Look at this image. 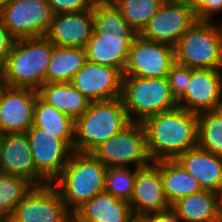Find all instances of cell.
I'll return each mask as SVG.
<instances>
[{
  "instance_id": "83f0119b",
  "label": "cell",
  "mask_w": 222,
  "mask_h": 222,
  "mask_svg": "<svg viewBox=\"0 0 222 222\" xmlns=\"http://www.w3.org/2000/svg\"><path fill=\"white\" fill-rule=\"evenodd\" d=\"M126 22L139 34L155 16L162 0H110Z\"/></svg>"
},
{
  "instance_id": "44dd1931",
  "label": "cell",
  "mask_w": 222,
  "mask_h": 222,
  "mask_svg": "<svg viewBox=\"0 0 222 222\" xmlns=\"http://www.w3.org/2000/svg\"><path fill=\"white\" fill-rule=\"evenodd\" d=\"M76 222H135L128 202L113 197L105 191L84 203L73 214Z\"/></svg>"
},
{
  "instance_id": "f546056e",
  "label": "cell",
  "mask_w": 222,
  "mask_h": 222,
  "mask_svg": "<svg viewBox=\"0 0 222 222\" xmlns=\"http://www.w3.org/2000/svg\"><path fill=\"white\" fill-rule=\"evenodd\" d=\"M137 169L108 167L105 175L104 191L129 203L133 195Z\"/></svg>"
},
{
  "instance_id": "5b68a950",
  "label": "cell",
  "mask_w": 222,
  "mask_h": 222,
  "mask_svg": "<svg viewBox=\"0 0 222 222\" xmlns=\"http://www.w3.org/2000/svg\"><path fill=\"white\" fill-rule=\"evenodd\" d=\"M130 123L121 97L91 102L75 120L73 151L92 153Z\"/></svg>"
},
{
  "instance_id": "8fae6325",
  "label": "cell",
  "mask_w": 222,
  "mask_h": 222,
  "mask_svg": "<svg viewBox=\"0 0 222 222\" xmlns=\"http://www.w3.org/2000/svg\"><path fill=\"white\" fill-rule=\"evenodd\" d=\"M71 219L72 214L67 210L57 188L48 183L33 186L7 222H69Z\"/></svg>"
},
{
  "instance_id": "603a6c76",
  "label": "cell",
  "mask_w": 222,
  "mask_h": 222,
  "mask_svg": "<svg viewBox=\"0 0 222 222\" xmlns=\"http://www.w3.org/2000/svg\"><path fill=\"white\" fill-rule=\"evenodd\" d=\"M37 92L43 101L74 121L82 116L91 103L70 82L44 83Z\"/></svg>"
},
{
  "instance_id": "7c38bea8",
  "label": "cell",
  "mask_w": 222,
  "mask_h": 222,
  "mask_svg": "<svg viewBox=\"0 0 222 222\" xmlns=\"http://www.w3.org/2000/svg\"><path fill=\"white\" fill-rule=\"evenodd\" d=\"M196 21V13L187 3L163 2L138 35L146 40L175 47Z\"/></svg>"
},
{
  "instance_id": "1f68e13d",
  "label": "cell",
  "mask_w": 222,
  "mask_h": 222,
  "mask_svg": "<svg viewBox=\"0 0 222 222\" xmlns=\"http://www.w3.org/2000/svg\"><path fill=\"white\" fill-rule=\"evenodd\" d=\"M97 0H48L54 15L61 13H80L93 9Z\"/></svg>"
},
{
  "instance_id": "cb8c5ba5",
  "label": "cell",
  "mask_w": 222,
  "mask_h": 222,
  "mask_svg": "<svg viewBox=\"0 0 222 222\" xmlns=\"http://www.w3.org/2000/svg\"><path fill=\"white\" fill-rule=\"evenodd\" d=\"M153 162L160 169L163 187L170 205L185 196L202 191L199 182L176 160H159Z\"/></svg>"
},
{
  "instance_id": "7402d4cb",
  "label": "cell",
  "mask_w": 222,
  "mask_h": 222,
  "mask_svg": "<svg viewBox=\"0 0 222 222\" xmlns=\"http://www.w3.org/2000/svg\"><path fill=\"white\" fill-rule=\"evenodd\" d=\"M182 222H221L222 195L202 190L171 205Z\"/></svg>"
},
{
  "instance_id": "e0dca14e",
  "label": "cell",
  "mask_w": 222,
  "mask_h": 222,
  "mask_svg": "<svg viewBox=\"0 0 222 222\" xmlns=\"http://www.w3.org/2000/svg\"><path fill=\"white\" fill-rule=\"evenodd\" d=\"M122 77L116 68L87 61L70 83L89 101H104L121 97Z\"/></svg>"
},
{
  "instance_id": "836d02e7",
  "label": "cell",
  "mask_w": 222,
  "mask_h": 222,
  "mask_svg": "<svg viewBox=\"0 0 222 222\" xmlns=\"http://www.w3.org/2000/svg\"><path fill=\"white\" fill-rule=\"evenodd\" d=\"M15 40L9 30L3 25L0 18V64H2L10 54Z\"/></svg>"
},
{
  "instance_id": "4dcf8cb0",
  "label": "cell",
  "mask_w": 222,
  "mask_h": 222,
  "mask_svg": "<svg viewBox=\"0 0 222 222\" xmlns=\"http://www.w3.org/2000/svg\"><path fill=\"white\" fill-rule=\"evenodd\" d=\"M192 69L175 62L167 74V80L172 96L178 101L185 93L190 81Z\"/></svg>"
},
{
  "instance_id": "484cf974",
  "label": "cell",
  "mask_w": 222,
  "mask_h": 222,
  "mask_svg": "<svg viewBox=\"0 0 222 222\" xmlns=\"http://www.w3.org/2000/svg\"><path fill=\"white\" fill-rule=\"evenodd\" d=\"M33 126L57 134L73 150L75 121L47 104L38 95L34 103Z\"/></svg>"
},
{
  "instance_id": "e575fe53",
  "label": "cell",
  "mask_w": 222,
  "mask_h": 222,
  "mask_svg": "<svg viewBox=\"0 0 222 222\" xmlns=\"http://www.w3.org/2000/svg\"><path fill=\"white\" fill-rule=\"evenodd\" d=\"M140 222H182L172 208L153 213L139 219Z\"/></svg>"
},
{
  "instance_id": "3957f363",
  "label": "cell",
  "mask_w": 222,
  "mask_h": 222,
  "mask_svg": "<svg viewBox=\"0 0 222 222\" xmlns=\"http://www.w3.org/2000/svg\"><path fill=\"white\" fill-rule=\"evenodd\" d=\"M53 44L45 37L22 38L1 64L2 84L38 90L46 83Z\"/></svg>"
},
{
  "instance_id": "ac0fdd59",
  "label": "cell",
  "mask_w": 222,
  "mask_h": 222,
  "mask_svg": "<svg viewBox=\"0 0 222 222\" xmlns=\"http://www.w3.org/2000/svg\"><path fill=\"white\" fill-rule=\"evenodd\" d=\"M0 170L3 174L26 178L34 186L48 184L36 171L27 132L4 134Z\"/></svg>"
},
{
  "instance_id": "d6a6232c",
  "label": "cell",
  "mask_w": 222,
  "mask_h": 222,
  "mask_svg": "<svg viewBox=\"0 0 222 222\" xmlns=\"http://www.w3.org/2000/svg\"><path fill=\"white\" fill-rule=\"evenodd\" d=\"M197 20L214 21L213 14L222 11V0H188Z\"/></svg>"
},
{
  "instance_id": "d590c367",
  "label": "cell",
  "mask_w": 222,
  "mask_h": 222,
  "mask_svg": "<svg viewBox=\"0 0 222 222\" xmlns=\"http://www.w3.org/2000/svg\"><path fill=\"white\" fill-rule=\"evenodd\" d=\"M163 2L187 3L188 0H162Z\"/></svg>"
},
{
  "instance_id": "4316f807",
  "label": "cell",
  "mask_w": 222,
  "mask_h": 222,
  "mask_svg": "<svg viewBox=\"0 0 222 222\" xmlns=\"http://www.w3.org/2000/svg\"><path fill=\"white\" fill-rule=\"evenodd\" d=\"M197 146L222 156V108L198 114Z\"/></svg>"
},
{
  "instance_id": "ffe728a7",
  "label": "cell",
  "mask_w": 222,
  "mask_h": 222,
  "mask_svg": "<svg viewBox=\"0 0 222 222\" xmlns=\"http://www.w3.org/2000/svg\"><path fill=\"white\" fill-rule=\"evenodd\" d=\"M200 184L202 190L222 195V156L198 146L175 159Z\"/></svg>"
},
{
  "instance_id": "30bf717a",
  "label": "cell",
  "mask_w": 222,
  "mask_h": 222,
  "mask_svg": "<svg viewBox=\"0 0 222 222\" xmlns=\"http://www.w3.org/2000/svg\"><path fill=\"white\" fill-rule=\"evenodd\" d=\"M175 62L174 47L137 35L130 46L123 76L164 78Z\"/></svg>"
},
{
  "instance_id": "f1b7e54d",
  "label": "cell",
  "mask_w": 222,
  "mask_h": 222,
  "mask_svg": "<svg viewBox=\"0 0 222 222\" xmlns=\"http://www.w3.org/2000/svg\"><path fill=\"white\" fill-rule=\"evenodd\" d=\"M33 186L26 178L0 173V215L8 221Z\"/></svg>"
},
{
  "instance_id": "8992f818",
  "label": "cell",
  "mask_w": 222,
  "mask_h": 222,
  "mask_svg": "<svg viewBox=\"0 0 222 222\" xmlns=\"http://www.w3.org/2000/svg\"><path fill=\"white\" fill-rule=\"evenodd\" d=\"M177 63L222 70V22L197 20L174 47Z\"/></svg>"
},
{
  "instance_id": "9c48e42d",
  "label": "cell",
  "mask_w": 222,
  "mask_h": 222,
  "mask_svg": "<svg viewBox=\"0 0 222 222\" xmlns=\"http://www.w3.org/2000/svg\"><path fill=\"white\" fill-rule=\"evenodd\" d=\"M53 17L48 0H12L0 9L3 25L16 40L46 36Z\"/></svg>"
},
{
  "instance_id": "f35d334b",
  "label": "cell",
  "mask_w": 222,
  "mask_h": 222,
  "mask_svg": "<svg viewBox=\"0 0 222 222\" xmlns=\"http://www.w3.org/2000/svg\"><path fill=\"white\" fill-rule=\"evenodd\" d=\"M2 85V72H1V64H0V86Z\"/></svg>"
},
{
  "instance_id": "d4e9b609",
  "label": "cell",
  "mask_w": 222,
  "mask_h": 222,
  "mask_svg": "<svg viewBox=\"0 0 222 222\" xmlns=\"http://www.w3.org/2000/svg\"><path fill=\"white\" fill-rule=\"evenodd\" d=\"M86 62L85 49L53 45L46 71V83L70 82Z\"/></svg>"
},
{
  "instance_id": "9a60e30c",
  "label": "cell",
  "mask_w": 222,
  "mask_h": 222,
  "mask_svg": "<svg viewBox=\"0 0 222 222\" xmlns=\"http://www.w3.org/2000/svg\"><path fill=\"white\" fill-rule=\"evenodd\" d=\"M38 92L30 88L0 86V132H27L33 125Z\"/></svg>"
},
{
  "instance_id": "74e56055",
  "label": "cell",
  "mask_w": 222,
  "mask_h": 222,
  "mask_svg": "<svg viewBox=\"0 0 222 222\" xmlns=\"http://www.w3.org/2000/svg\"><path fill=\"white\" fill-rule=\"evenodd\" d=\"M4 134L0 132V159H1V148H2V142H3ZM1 173V170H0Z\"/></svg>"
},
{
  "instance_id": "7a4b0ae2",
  "label": "cell",
  "mask_w": 222,
  "mask_h": 222,
  "mask_svg": "<svg viewBox=\"0 0 222 222\" xmlns=\"http://www.w3.org/2000/svg\"><path fill=\"white\" fill-rule=\"evenodd\" d=\"M142 125L152 161L175 160L197 147L198 114L177 107L146 118Z\"/></svg>"
},
{
  "instance_id": "ba28073f",
  "label": "cell",
  "mask_w": 222,
  "mask_h": 222,
  "mask_svg": "<svg viewBox=\"0 0 222 222\" xmlns=\"http://www.w3.org/2000/svg\"><path fill=\"white\" fill-rule=\"evenodd\" d=\"M92 154L108 167L142 168L152 160L146 147V134L142 123L131 122L120 133L99 145Z\"/></svg>"
},
{
  "instance_id": "8d00e7d4",
  "label": "cell",
  "mask_w": 222,
  "mask_h": 222,
  "mask_svg": "<svg viewBox=\"0 0 222 222\" xmlns=\"http://www.w3.org/2000/svg\"><path fill=\"white\" fill-rule=\"evenodd\" d=\"M12 0H0V9L9 4Z\"/></svg>"
},
{
  "instance_id": "6da1fadb",
  "label": "cell",
  "mask_w": 222,
  "mask_h": 222,
  "mask_svg": "<svg viewBox=\"0 0 222 222\" xmlns=\"http://www.w3.org/2000/svg\"><path fill=\"white\" fill-rule=\"evenodd\" d=\"M94 32L85 47L87 61L118 69L122 74L132 42L138 35L110 0L93 6Z\"/></svg>"
},
{
  "instance_id": "52a82bcc",
  "label": "cell",
  "mask_w": 222,
  "mask_h": 222,
  "mask_svg": "<svg viewBox=\"0 0 222 222\" xmlns=\"http://www.w3.org/2000/svg\"><path fill=\"white\" fill-rule=\"evenodd\" d=\"M121 98L130 122L136 123L178 107L166 77L123 76Z\"/></svg>"
},
{
  "instance_id": "5bb4252c",
  "label": "cell",
  "mask_w": 222,
  "mask_h": 222,
  "mask_svg": "<svg viewBox=\"0 0 222 222\" xmlns=\"http://www.w3.org/2000/svg\"><path fill=\"white\" fill-rule=\"evenodd\" d=\"M178 107L200 114L222 108V70L192 69Z\"/></svg>"
},
{
  "instance_id": "ab89813d",
  "label": "cell",
  "mask_w": 222,
  "mask_h": 222,
  "mask_svg": "<svg viewBox=\"0 0 222 222\" xmlns=\"http://www.w3.org/2000/svg\"><path fill=\"white\" fill-rule=\"evenodd\" d=\"M0 222H7V220L3 216L0 215Z\"/></svg>"
},
{
  "instance_id": "2e32d148",
  "label": "cell",
  "mask_w": 222,
  "mask_h": 222,
  "mask_svg": "<svg viewBox=\"0 0 222 222\" xmlns=\"http://www.w3.org/2000/svg\"><path fill=\"white\" fill-rule=\"evenodd\" d=\"M129 205L137 220L171 208L163 187L160 169L153 161L137 169Z\"/></svg>"
},
{
  "instance_id": "277c9868",
  "label": "cell",
  "mask_w": 222,
  "mask_h": 222,
  "mask_svg": "<svg viewBox=\"0 0 222 222\" xmlns=\"http://www.w3.org/2000/svg\"><path fill=\"white\" fill-rule=\"evenodd\" d=\"M106 170L92 153H71L63 171L52 182L71 214L104 191Z\"/></svg>"
},
{
  "instance_id": "d6986e66",
  "label": "cell",
  "mask_w": 222,
  "mask_h": 222,
  "mask_svg": "<svg viewBox=\"0 0 222 222\" xmlns=\"http://www.w3.org/2000/svg\"><path fill=\"white\" fill-rule=\"evenodd\" d=\"M94 32L93 9L54 15L46 38L56 46L85 49Z\"/></svg>"
},
{
  "instance_id": "4fadbf2b",
  "label": "cell",
  "mask_w": 222,
  "mask_h": 222,
  "mask_svg": "<svg viewBox=\"0 0 222 222\" xmlns=\"http://www.w3.org/2000/svg\"><path fill=\"white\" fill-rule=\"evenodd\" d=\"M36 171L52 183L63 171L73 150L57 134L31 126L27 131Z\"/></svg>"
}]
</instances>
